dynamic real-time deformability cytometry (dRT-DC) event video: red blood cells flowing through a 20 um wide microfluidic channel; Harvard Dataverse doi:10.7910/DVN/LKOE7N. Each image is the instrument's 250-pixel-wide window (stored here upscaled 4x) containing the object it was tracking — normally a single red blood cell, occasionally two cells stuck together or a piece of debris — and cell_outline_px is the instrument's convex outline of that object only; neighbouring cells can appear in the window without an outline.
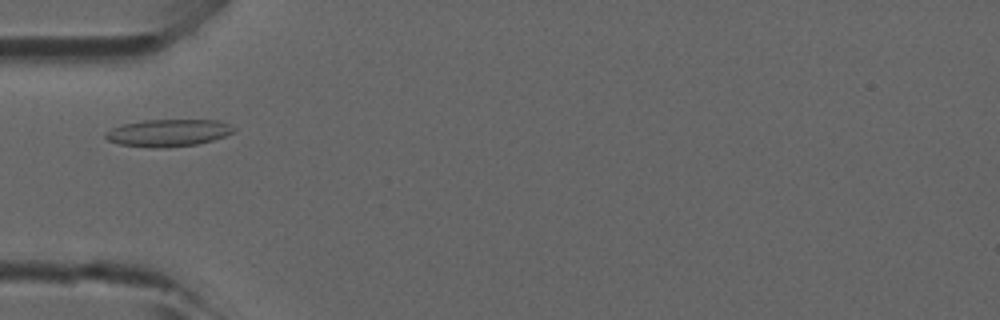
{"species": "common noctule bat (a hibernating species)", "species_latin": "Nyctalus noctula", "temperature_condition": "room temperature", "stored_images_in_passage": 1, "camera_frame_rate_fps": 3000, "um_per_image_px": 0.085, "animal": {"sex": "male", "forearm_length_mm": 52.5}, "frame": {"image": 1, "passage_image": 1, "time_ms": 0.0, "image_size_px": [1000, 320], "cell_outline_px": [[236, 132], [212, 140], [196, 144], [164, 148], [148, 148], [120, 144], [108, 140], [104, 136], [112, 128], [124, 124], [144, 120], [220, 120], [236, 128]], "centroid_in_image_um": [14.33, 11.29], "position_along_channel_um": 70.7, "area_um2": 20.29}}